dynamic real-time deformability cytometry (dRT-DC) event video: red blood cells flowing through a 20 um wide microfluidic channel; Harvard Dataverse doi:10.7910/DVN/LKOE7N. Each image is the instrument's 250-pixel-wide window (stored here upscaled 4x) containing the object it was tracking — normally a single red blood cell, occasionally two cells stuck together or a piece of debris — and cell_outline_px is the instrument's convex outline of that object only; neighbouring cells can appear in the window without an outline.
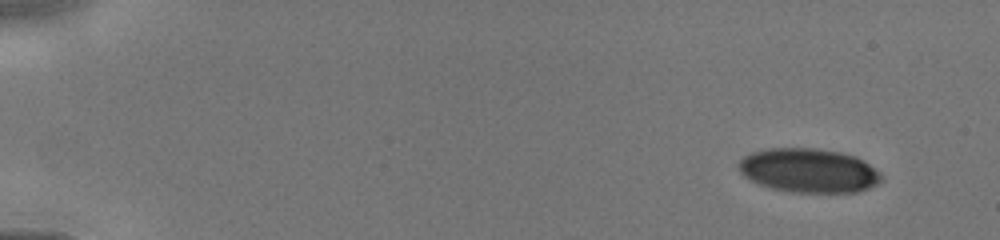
{"species": "human", "species_latin": "Homo sapiens", "temperature_condition": "cold", "stored_images_in_passage": 15, "camera_frame_rate_fps": 3000, "um_per_image_px": 0.085, "donor": {"sex": "male"}, "frame": {"image": 1, "passage_image": 1, "time_ms": 0.0, "image_size_px": [1000, 240], "cell_outline_px": [[884, 176], [876, 184], [868, 188], [856, 192], [792, 192], [772, 188], [760, 184], [744, 176], [740, 172], [736, 164], [744, 156], [752, 152], [768, 148], [816, 148], [840, 152], [856, 156], [864, 160], [880, 172]], "centroid_in_image_um": [68.74, 14.48], "position_along_channel_um": 16.3, "area_um2": 36.7}}
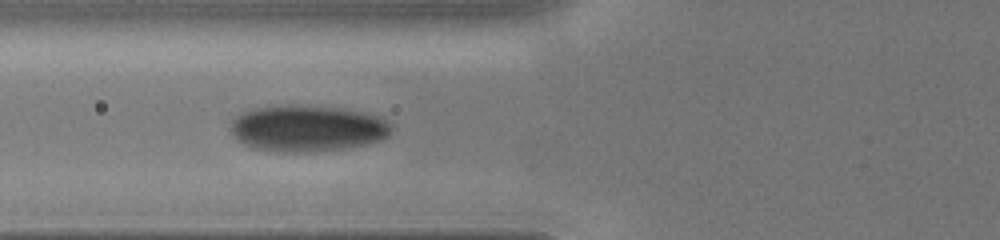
{"frame": {"image": 2, "passage_image": 9, "time_ms": 5.0, "image_size_px": [1000, 240], "cell_outline_px": [[392, 132], [388, 136], [364, 144], [348, 148], [296, 152], [280, 152], [252, 148], [236, 140], [228, 128], [232, 120], [240, 112], [252, 108], [288, 104], [300, 104], [344, 108], [364, 112], [380, 116], [392, 124]], "centroid_in_image_um": [26.08, 10.88], "position_along_channel_um": 99.7, "area_um2": 44.1}}
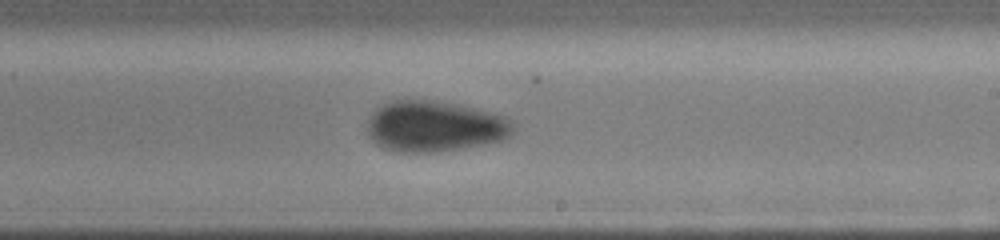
{"frame": {"image": 3, "passage_image": 15, "time_ms": 8.333, "image_size_px": [1000, 240], "cell_outline_px": [[512, 132], [504, 140], [484, 144], [432, 152], [400, 152], [384, 148], [376, 144], [372, 140], [368, 132], [368, 120], [376, 108], [392, 100], [432, 100], [460, 104], [496, 112], [508, 116], [512, 120]], "centroid_in_image_um": [36.97, 10.72], "position_along_channel_um": 252.0, "area_um2": 43.41}}